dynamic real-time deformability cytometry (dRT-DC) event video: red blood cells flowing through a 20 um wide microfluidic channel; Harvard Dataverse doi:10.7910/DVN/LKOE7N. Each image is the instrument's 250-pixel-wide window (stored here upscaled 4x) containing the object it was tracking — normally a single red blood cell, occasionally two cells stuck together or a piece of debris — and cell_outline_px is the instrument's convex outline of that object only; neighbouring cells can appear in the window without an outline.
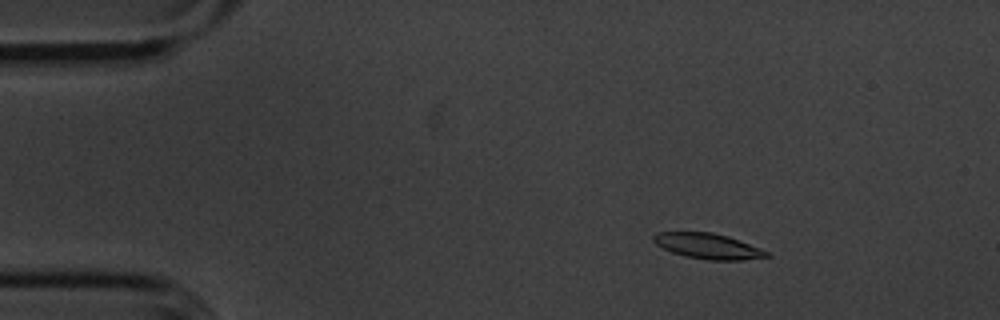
{"species": "common noctule bat (a hibernating species)", "species_latin": "Nyctalus noctula", "temperature_condition": "cold", "stored_images_in_passage": 37, "camera_frame_rate_fps": 3000, "um_per_image_px": 0.085, "animal": {"sex": "male", "body_mass_g": 20.1, "forearm_length_mm": 53.5}, "frame": {"image": 1, "passage_image": 8, "time_ms": 2.333, "image_size_px": [1000, 320], "cell_outline_px": [[772, 256], [744, 260], [708, 260], [684, 256], [672, 252], [656, 244], [652, 240], [652, 236], [656, 232], [712, 232], [728, 236], [760, 248], [768, 252]], "centroid_in_image_um": [60.17, 20.92], "position_along_channel_um": 24.8, "area_um2": 16.82}}
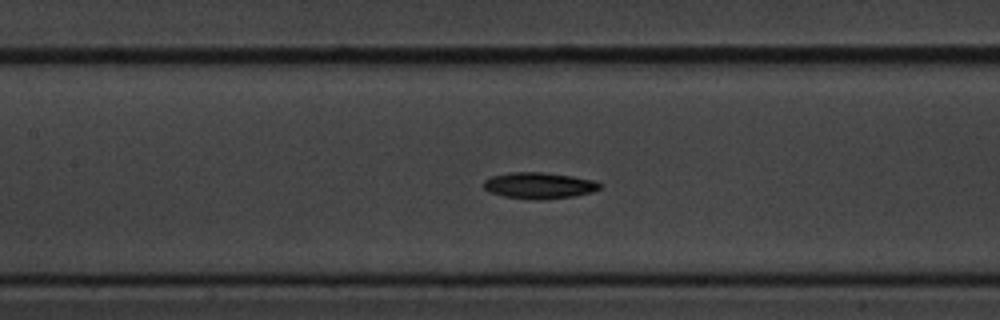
{"frame": {"image": 2, "passage_image": 25, "time_ms": 8.0, "image_size_px": [1000, 320], "cell_outline_px": [[604, 184], [600, 188], [592, 192], [572, 196], [536, 200], [528, 200], [504, 196], [488, 192], [484, 188], [484, 180], [492, 176], [508, 172], [540, 172], [572, 176], [596, 180]], "centroid_in_image_um": [45.83, 15.77], "position_along_channel_um": 161.6, "area_um2": 17.92}}
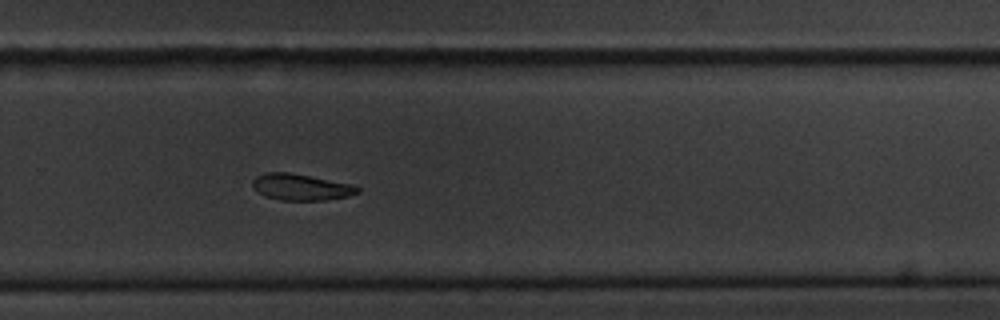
{"frame": {"image": 3, "passage_image": 37, "time_ms": 12.0, "image_size_px": [1000, 320], "cell_outline_px": [[360, 192], [348, 196], [324, 200], [280, 200], [264, 196], [252, 184], [252, 180], [256, 176], [264, 172], [288, 172], [352, 184], [360, 188]], "centroid_in_image_um": [25.58, 15.9], "position_along_channel_um": 304.2, "area_um2": 16.01}}